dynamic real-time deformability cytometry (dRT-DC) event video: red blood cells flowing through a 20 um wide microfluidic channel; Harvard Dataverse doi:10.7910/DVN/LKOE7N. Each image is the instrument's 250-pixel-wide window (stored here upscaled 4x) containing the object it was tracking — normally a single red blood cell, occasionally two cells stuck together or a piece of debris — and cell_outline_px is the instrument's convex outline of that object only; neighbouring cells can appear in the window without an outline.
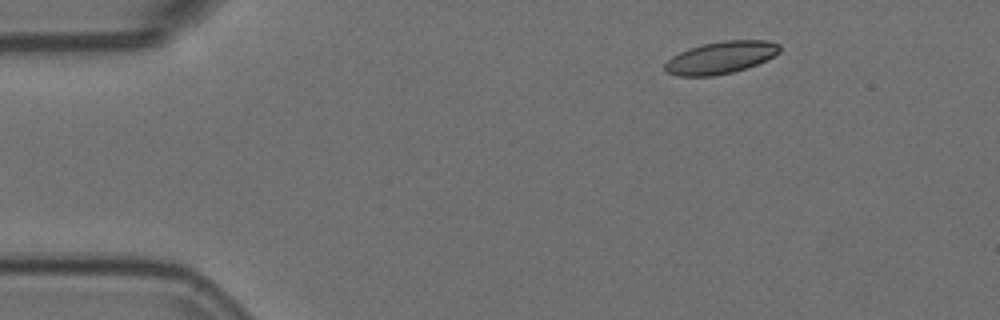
{"species": "Egyptian fruit bat (a non-hibernating species)", "species_latin": "Rousettus aegyptiacus", "temperature_condition": "room temperature", "stored_images_in_passage": 5, "segment_of_instrument_passage": [2, 2], "camera_frame_rate_fps": 3000, "um_per_image_px": 0.085, "animal": {"sex": "female"}, "frame": {"image": 1, "passage_image": 5, "time_ms": 1.333, "image_size_px": [1000, 320], "cell_outline_px": [[780, 52], [756, 64], [732, 72], [712, 76], [676, 76], [664, 72], [664, 64], [672, 56], [688, 48], [704, 44], [724, 40], [768, 40], [780, 44]], "centroid_in_image_um": [61.22, 4.89], "position_along_channel_um": 23.8, "area_um2": 21.5}}